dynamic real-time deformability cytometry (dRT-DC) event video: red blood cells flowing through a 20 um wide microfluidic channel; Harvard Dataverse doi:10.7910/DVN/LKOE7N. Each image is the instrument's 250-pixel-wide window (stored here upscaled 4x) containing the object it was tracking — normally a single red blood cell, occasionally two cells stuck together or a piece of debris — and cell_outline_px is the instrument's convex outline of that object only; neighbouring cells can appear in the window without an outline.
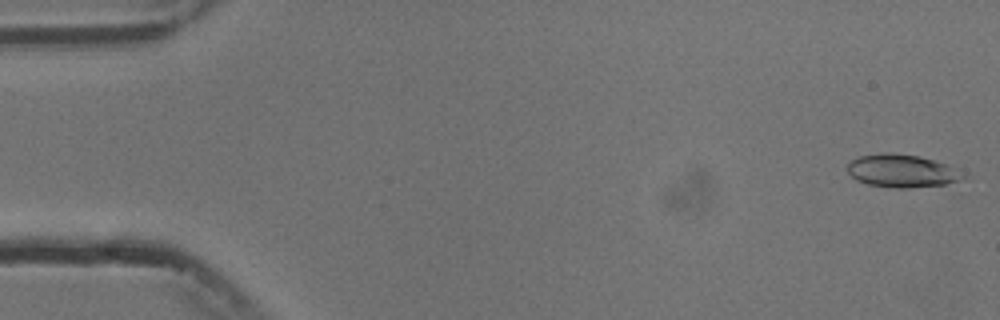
{"species": "common noctule bat (a hibernating species)", "species_latin": "Nyctalus noctula", "temperature_condition": "cold", "stored_images_in_passage": 5, "camera_frame_rate_fps": 3000, "um_per_image_px": 0.085, "animal": {"sex": "male", "body_mass_g": 13.3}, "frame": {"image": 1, "passage_image": 1, "time_ms": 0.0, "image_size_px": [1000, 320], "cell_outline_px": [[964, 176], [960, 180], [944, 184], [908, 188], [896, 188], [868, 184], [856, 180], [848, 172], [848, 164], [852, 160], [860, 156], [884, 152], [888, 152], [916, 156], [932, 160], [944, 164]], "centroid_in_image_um": [76.57, 14.53], "position_along_channel_um": 8.4, "area_um2": 21.5}}
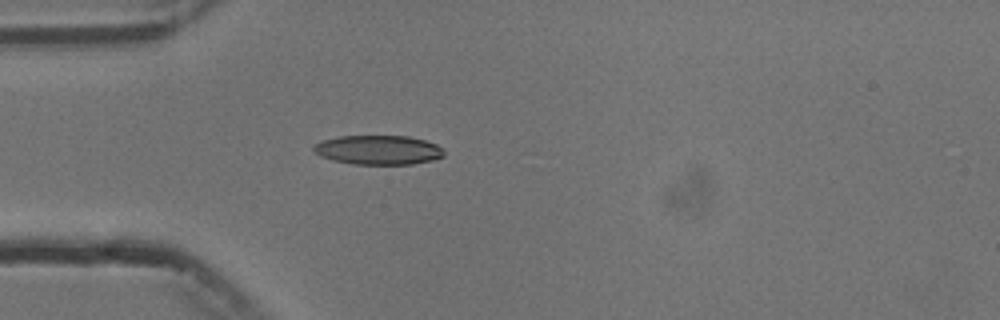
{"frame": {"image": 2, "passage_image": 5, "time_ms": 4.667, "image_size_px": [1000, 320], "cell_outline_px": [[444, 156], [432, 160], [412, 164], [352, 164], [332, 160], [320, 156], [312, 148], [316, 144], [324, 140], [340, 136], [408, 136], [424, 140], [436, 144], [444, 148]], "centroid_in_image_um": [32.18, 12.75], "position_along_channel_um": 52.8, "area_um2": 22.2}}